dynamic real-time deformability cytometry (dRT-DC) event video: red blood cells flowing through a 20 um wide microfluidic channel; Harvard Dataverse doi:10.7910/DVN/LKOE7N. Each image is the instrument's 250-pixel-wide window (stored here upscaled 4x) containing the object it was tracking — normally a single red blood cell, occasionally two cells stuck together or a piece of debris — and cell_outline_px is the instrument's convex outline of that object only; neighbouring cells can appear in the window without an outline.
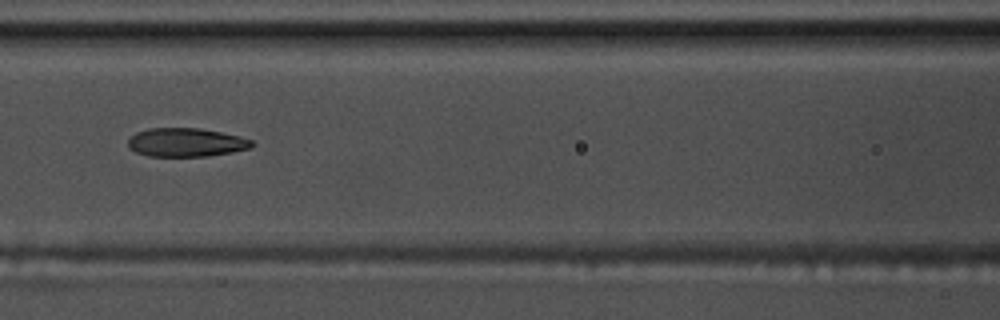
{"species": "common noctule bat (a hibernating species)", "species_latin": "Nyctalus noctula", "temperature_condition": "warm", "stored_images_in_passage": 40, "camera_frame_rate_fps": 3000, "um_per_image_px": 0.085, "animal": {"sex": "male", "body_mass_g": 17.5, "forearm_length_mm": 52.3}, "frame": {"image": 1, "passage_image": 8, "time_ms": 2.333, "image_size_px": [1000, 320], "cell_outline_px": [[256, 144], [252, 148], [232, 152], [208, 156], [148, 156], [136, 152], [128, 148], [128, 140], [136, 132], [148, 128], [200, 128], [240, 136], [252, 140]], "centroid_in_image_um": [15.84, 12.1], "position_along_channel_um": 150.8, "area_um2": 20.81}}
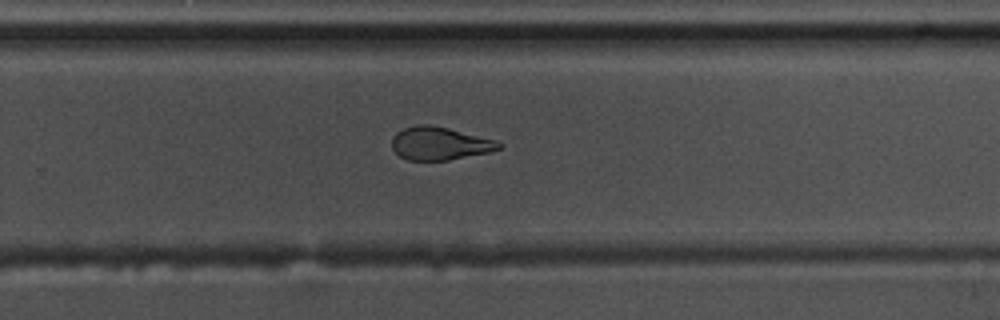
{"frame": {"image": 2, "passage_image": 20, "time_ms": 6.333, "image_size_px": [1000, 320], "cell_outline_px": [[504, 144], [500, 148], [488, 152], [448, 160], [408, 160], [400, 156], [392, 148], [392, 136], [396, 132], [404, 128], [420, 124], [428, 124], [448, 128], [492, 140]], "centroid_in_image_um": [37.31, 12.19], "position_along_channel_um": 292.5, "area_um2": 20.23}}
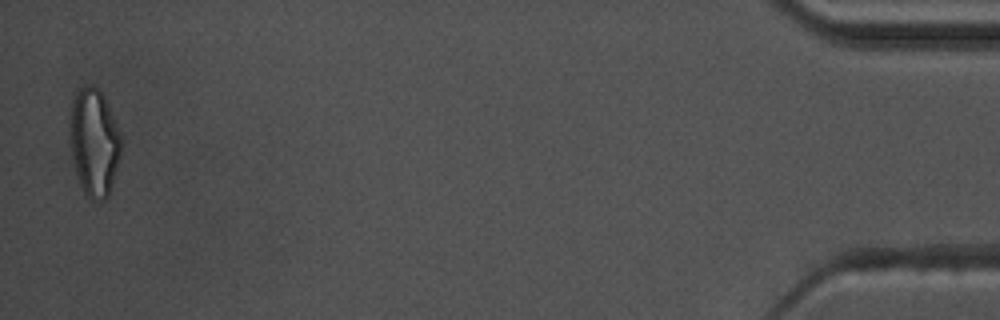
{"frame": {"image": 3, "passage_image": 39, "time_ms": 12.667, "image_size_px": [1000, 320], "cell_outline_px": [[124, 140], [120, 156], [112, 184], [108, 196], [104, 200], [92, 200], [84, 192], [80, 184], [76, 172], [72, 152], [68, 128], [72, 104], [76, 92], [80, 88], [88, 84], [92, 84], [104, 96]], "centroid_in_image_um": [8.02, 12.08], "position_along_channel_um": 427.2, "area_um2": 32.25}, "authors_computed_cell_mechanics": {"area_um2": 21.964, "velocity_mm_per_s": 3.5535, "shape_relaxation_time_tau1_ms": null, "shape_relaxation_time_tau2_ms": 2.2788, "deformation_change_tau1": null, "deformation_change_tau2": 0.096}}